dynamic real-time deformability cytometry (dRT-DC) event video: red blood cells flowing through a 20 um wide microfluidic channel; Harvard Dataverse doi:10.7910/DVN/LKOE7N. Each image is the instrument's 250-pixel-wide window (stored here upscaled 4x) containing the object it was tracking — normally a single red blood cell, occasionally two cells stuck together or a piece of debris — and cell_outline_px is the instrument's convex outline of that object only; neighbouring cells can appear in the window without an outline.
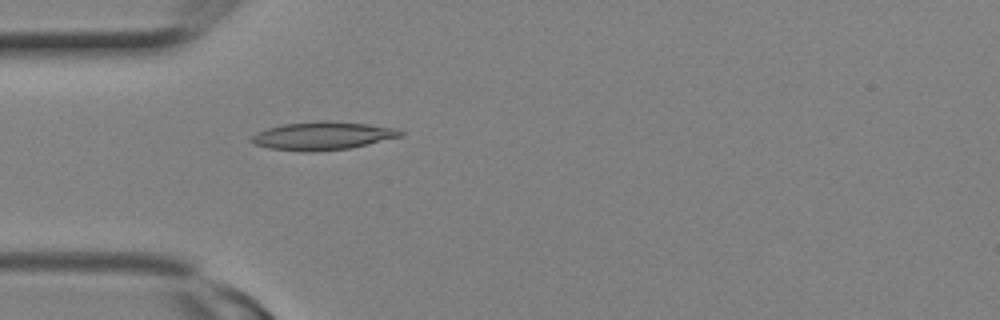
{"species": "Egyptian fruit bat (a non-hibernating species)", "species_latin": "Rousettus aegyptiacus", "temperature_condition": "room temperature", "stored_images_in_passage": 2, "camera_frame_rate_fps": 3000, "um_per_image_px": 0.085, "animal": {"sex": "female"}, "frame": {"image": 1, "passage_image": 2, "time_ms": 0.333, "image_size_px": [1000, 320], "cell_outline_px": [[404, 136], [368, 144], [348, 148], [312, 152], [308, 152], [268, 148], [252, 144], [248, 140], [256, 132], [268, 128], [284, 124], [324, 120], [328, 120], [368, 124], [396, 128], [404, 132]], "centroid_in_image_um": [27.41, 11.54], "position_along_channel_um": 57.6, "area_um2": 24.57}}